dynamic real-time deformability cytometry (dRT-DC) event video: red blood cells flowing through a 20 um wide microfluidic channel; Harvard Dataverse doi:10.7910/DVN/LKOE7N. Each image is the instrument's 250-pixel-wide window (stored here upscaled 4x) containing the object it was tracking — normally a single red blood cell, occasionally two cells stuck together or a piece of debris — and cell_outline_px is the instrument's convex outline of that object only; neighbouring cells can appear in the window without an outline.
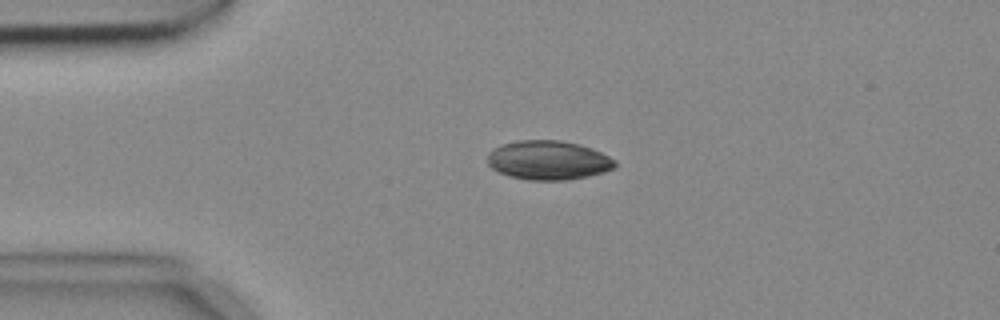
{"species": "common noctule bat (a hibernating species)", "species_latin": "Nyctalus noctula", "temperature_condition": "cold", "stored_images_in_passage": 4, "camera_frame_rate_fps": 3000, "um_per_image_px": 0.085, "animal": {"sex": "female", "body_mass_g": 18.4}, "frame": {"image": 1, "passage_image": 3, "time_ms": 0.667, "image_size_px": [1000, 320], "cell_outline_px": [[616, 168], [604, 172], [588, 176], [564, 180], [528, 180], [512, 176], [500, 172], [492, 168], [488, 164], [488, 152], [500, 144], [516, 140], [560, 140], [576, 144], [600, 152], [616, 160]], "centroid_in_image_um": [46.59, 13.61], "position_along_channel_um": 38.4, "area_um2": 28.96}}